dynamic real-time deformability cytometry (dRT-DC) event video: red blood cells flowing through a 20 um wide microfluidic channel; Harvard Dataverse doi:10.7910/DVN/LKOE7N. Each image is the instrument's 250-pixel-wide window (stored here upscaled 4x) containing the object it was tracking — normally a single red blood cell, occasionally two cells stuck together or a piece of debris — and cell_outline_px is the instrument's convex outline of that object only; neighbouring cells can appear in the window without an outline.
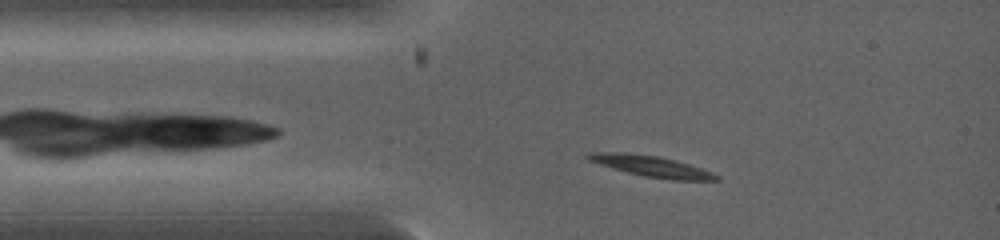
{"species": "common noctule bat (a hibernating species)", "species_latin": "Nyctalus noctula", "temperature_condition": "warm", "stored_images_in_passage": 5, "camera_frame_rate_fps": 5000, "um_per_image_px": 0.085, "animal": {"sex": "female", "body_mass_g": 19.0, "forearm_length_mm": 53.3}, "frame": {"image": 1, "passage_image": 2, "time_ms": 0.6, "image_size_px": [1000, 240], "cell_outline_px": [[720, 180], [672, 180], [644, 176], [628, 172], [600, 164], [588, 160], [584, 156], [588, 152], [628, 152], [656, 156], [676, 160], [712, 172], [720, 176]], "centroid_in_image_um": [55.36, 14.12], "position_along_channel_um": 29.6, "area_um2": 15.55}}
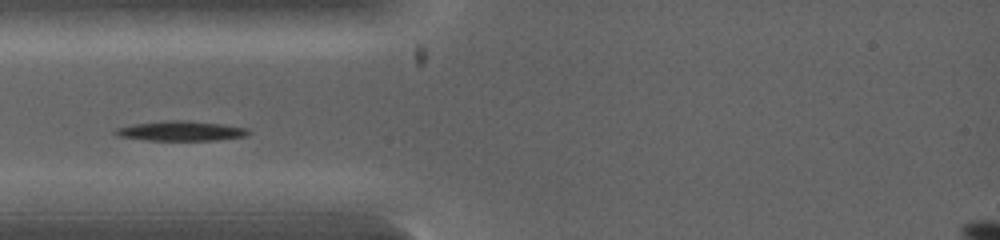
{"frame": {"image": 2, "passage_image": 4, "time_ms": 1.6, "image_size_px": [1000, 240], "cell_outline_px": [[248, 132], [244, 136], [216, 140], [148, 140], [120, 136], [112, 132], [116, 128], [132, 124], [168, 120], [184, 120], [220, 124], [248, 128]], "centroid_in_image_um": [15.33, 11.12], "position_along_channel_um": 69.7, "area_um2": 15.09}}